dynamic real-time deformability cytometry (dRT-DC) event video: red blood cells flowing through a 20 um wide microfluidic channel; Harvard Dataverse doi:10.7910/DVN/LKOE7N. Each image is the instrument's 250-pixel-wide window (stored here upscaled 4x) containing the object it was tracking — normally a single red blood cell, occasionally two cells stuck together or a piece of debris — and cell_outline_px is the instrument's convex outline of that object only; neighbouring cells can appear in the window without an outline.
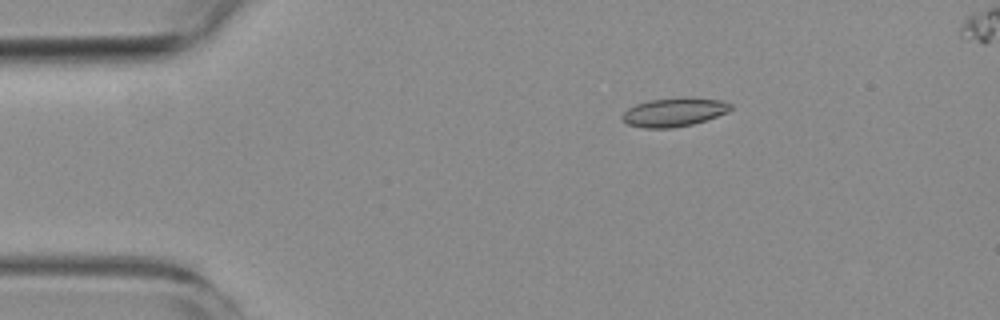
{"species": "common noctule bat (a hibernating species)", "species_latin": "Nyctalus noctula", "temperature_condition": "room temperature", "stored_images_in_passage": 5, "camera_frame_rate_fps": 3000, "um_per_image_px": 0.085, "animal": {"sex": "female", "body_mass_g": 19.3, "forearm_length_mm": 54.1}, "frame": {"image": 1, "passage_image": 2, "time_ms": 1.0, "image_size_px": [1000, 320], "cell_outline_px": [[732, 108], [728, 112], [692, 124], [672, 128], [644, 128], [628, 124], [620, 116], [628, 108], [636, 104], [648, 100], [692, 96], [720, 100], [732, 104]], "centroid_in_image_um": [57.3, 9.51], "position_along_channel_um": 27.7, "area_um2": 18.21}}
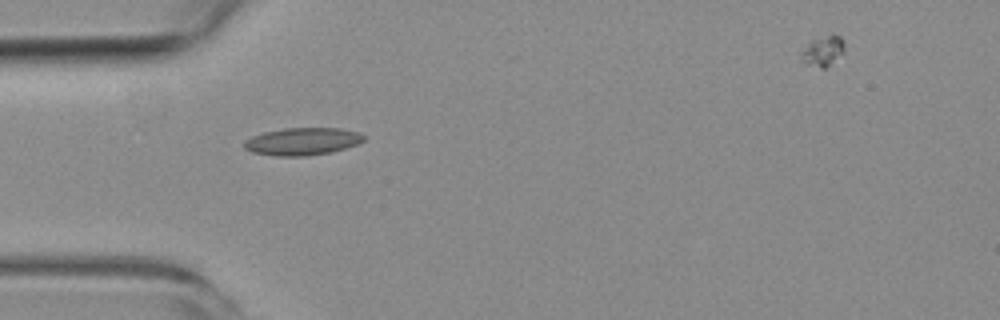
{"frame": {"image": 2, "passage_image": 4, "time_ms": 3.333, "image_size_px": [1000, 320], "cell_outline_px": [[364, 140], [356, 144], [344, 148], [328, 152], [304, 156], [276, 156], [252, 152], [244, 148], [244, 140], [252, 136], [264, 132], [284, 128], [340, 128], [360, 132], [364, 136]], "centroid_in_image_um": [25.67, 12.01], "position_along_channel_um": 59.3, "area_um2": 19.02}}